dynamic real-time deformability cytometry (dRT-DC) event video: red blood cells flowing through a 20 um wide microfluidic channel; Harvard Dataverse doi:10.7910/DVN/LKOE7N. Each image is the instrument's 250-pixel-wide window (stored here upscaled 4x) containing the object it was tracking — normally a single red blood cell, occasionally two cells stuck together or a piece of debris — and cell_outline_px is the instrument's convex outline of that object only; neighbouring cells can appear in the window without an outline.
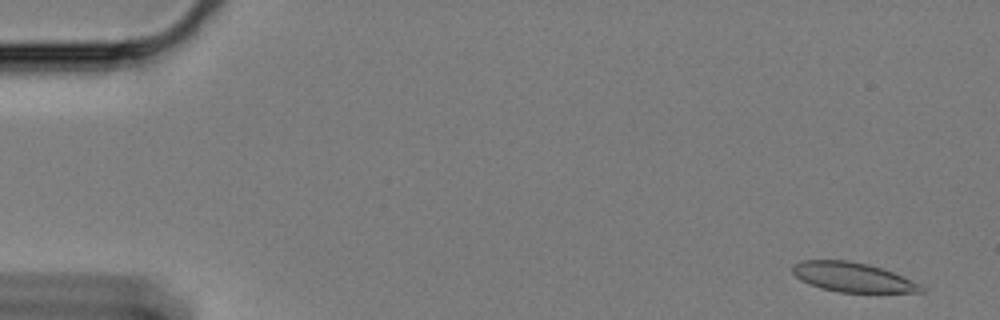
{"species": "Egyptian fruit bat (a non-hibernating species)", "species_latin": "Rousettus aegyptiacus", "temperature_condition": "cold", "stored_images_in_passage": 60, "camera_frame_rate_fps": 3000, "um_per_image_px": 0.085, "animal": {"sex": "female"}, "frame": {"image": 1, "passage_image": 3, "time_ms": 0.667, "image_size_px": [1000, 320], "cell_outline_px": [[924, 292], [840, 292], [820, 288], [808, 284], [800, 280], [792, 272], [792, 264], [800, 260], [848, 260], [868, 264], [892, 272], [920, 284], [924, 288]], "centroid_in_image_um": [72.41, 23.55], "position_along_channel_um": 12.6, "area_um2": 22.02}}
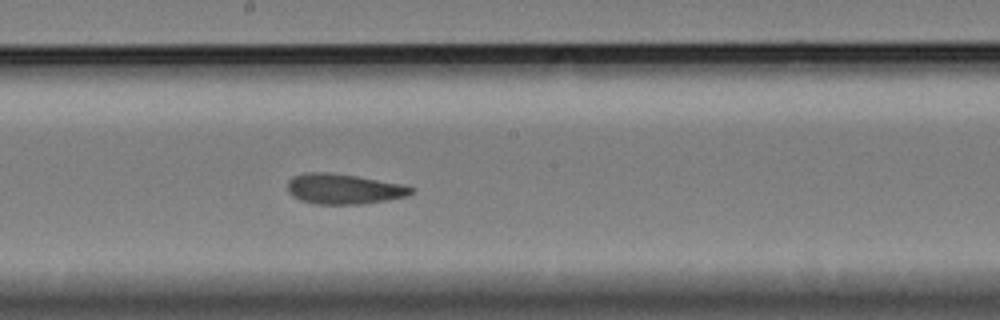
{"frame": {"image": 2, "passage_image": 33, "time_ms": 10.667, "image_size_px": [1000, 320], "cell_outline_px": [[416, 188], [408, 196], [388, 200], [364, 204], [316, 204], [300, 200], [292, 196], [288, 192], [288, 180], [292, 176], [304, 172], [332, 172], [404, 184]], "centroid_in_image_um": [29.22, 16.05], "position_along_channel_um": 219.0, "area_um2": 22.14}}
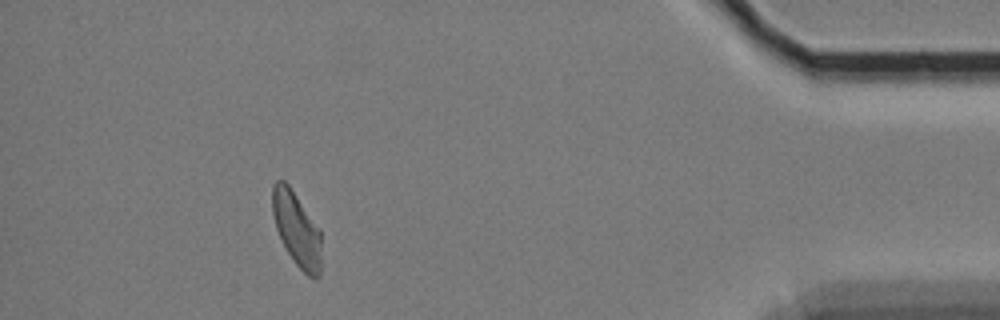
{"frame": {"image": 3, "passage_image": 55, "time_ms": 18.0, "image_size_px": [1000, 320], "cell_outline_px": [[320, 276], [316, 280], [308, 276], [296, 264], [288, 252], [276, 228], [272, 212], [272, 184], [276, 180], [284, 180], [288, 184], [320, 228]], "centroid_in_image_um": [25.22, 19.46], "position_along_channel_um": 410.0, "area_um2": 21.04}, "authors_computed_cell_mechanics": {"area_um2": 22.3686, "velocity_mm_per_s": 3.3044, "shape_relaxation_time_tau1_ms": 8.2051, "shape_relaxation_time_tau2_ms": 2.2156, "deformation_change_tau1": 0.1615, "deformation_change_tau2": 0.0941}}